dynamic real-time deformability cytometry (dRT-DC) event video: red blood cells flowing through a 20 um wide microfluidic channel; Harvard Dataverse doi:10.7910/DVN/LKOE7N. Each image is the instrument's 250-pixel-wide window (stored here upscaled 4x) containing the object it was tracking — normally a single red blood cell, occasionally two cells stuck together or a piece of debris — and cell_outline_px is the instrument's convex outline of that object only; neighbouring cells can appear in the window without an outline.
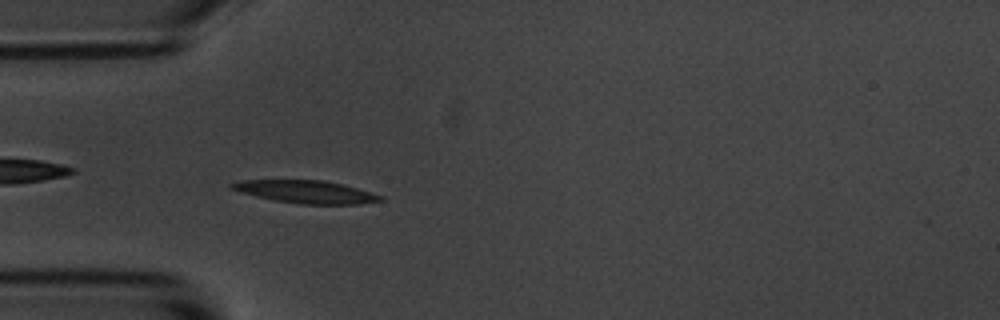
{"species": "common noctule bat (a hibernating species)", "species_latin": "Nyctalus noctula", "temperature_condition": "room temperature", "stored_images_in_passage": 3, "camera_frame_rate_fps": 3000, "um_per_image_px": 0.085, "animal": {"sex": "male", "body_mass_g": 20.1, "forearm_length_mm": 53.5}, "frame": {"image": 1, "passage_image": 3, "time_ms": 2.333, "image_size_px": [1000, 320], "cell_outline_px": [[384, 200], [360, 204], [300, 204], [276, 200], [256, 196], [240, 192], [228, 188], [228, 184], [240, 180], [324, 180], [356, 188], [384, 196]], "centroid_in_image_um": [25.97, 16.3], "position_along_channel_um": 59.0, "area_um2": 19.59}}